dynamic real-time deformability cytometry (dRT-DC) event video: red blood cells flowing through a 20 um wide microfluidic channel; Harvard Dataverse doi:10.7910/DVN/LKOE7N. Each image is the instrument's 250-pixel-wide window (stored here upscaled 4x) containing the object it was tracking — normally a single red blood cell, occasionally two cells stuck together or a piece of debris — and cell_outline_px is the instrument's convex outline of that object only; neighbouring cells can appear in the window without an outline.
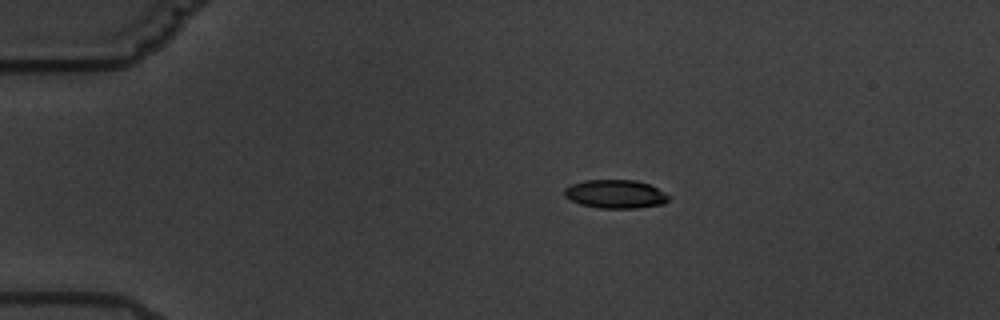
{"species": "common noctule bat (a hibernating species)", "species_latin": "Nyctalus noctula", "temperature_condition": "warm", "stored_images_in_passage": 6, "camera_frame_rate_fps": 3000, "um_per_image_px": 0.085, "animal": {"sex": "male", "body_mass_g": 19.5, "forearm_length_mm": 54.6}, "frame": {"image": 1, "passage_image": 3, "time_ms": 2.333, "image_size_px": [1000, 320], "cell_outline_px": [[668, 200], [664, 204], [636, 208], [600, 208], [580, 204], [564, 196], [564, 188], [572, 184], [584, 180], [636, 180], [648, 184], [664, 192], [668, 196]], "centroid_in_image_um": [52.29, 16.49], "position_along_channel_um": 32.7, "area_um2": 17.22}}